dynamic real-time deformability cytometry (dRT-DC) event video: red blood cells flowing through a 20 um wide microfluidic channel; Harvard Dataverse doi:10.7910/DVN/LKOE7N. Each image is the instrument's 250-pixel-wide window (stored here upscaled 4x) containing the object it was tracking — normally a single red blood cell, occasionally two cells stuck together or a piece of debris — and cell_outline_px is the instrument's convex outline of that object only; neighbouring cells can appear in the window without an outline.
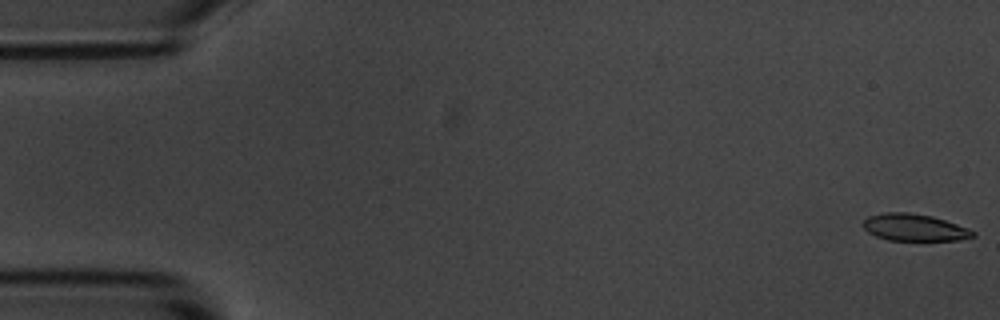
{"species": "common noctule bat (a hibernating species)", "species_latin": "Nyctalus noctula", "temperature_condition": "room temperature", "stored_images_in_passage": 56, "camera_frame_rate_fps": 3000, "um_per_image_px": 0.085, "animal": {"sex": "male", "body_mass_g": 20.1, "forearm_length_mm": 53.5}, "frame": {"image": 1, "passage_image": 1, "time_ms": 0.0, "image_size_px": [1000, 320], "cell_outline_px": [[976, 236], [960, 240], [888, 240], [876, 236], [868, 232], [860, 224], [868, 216], [884, 212], [908, 212], [932, 216], [968, 228], [976, 232]], "centroid_in_image_um": [77.7, 19.33], "position_along_channel_um": 7.3, "area_um2": 17.34}}
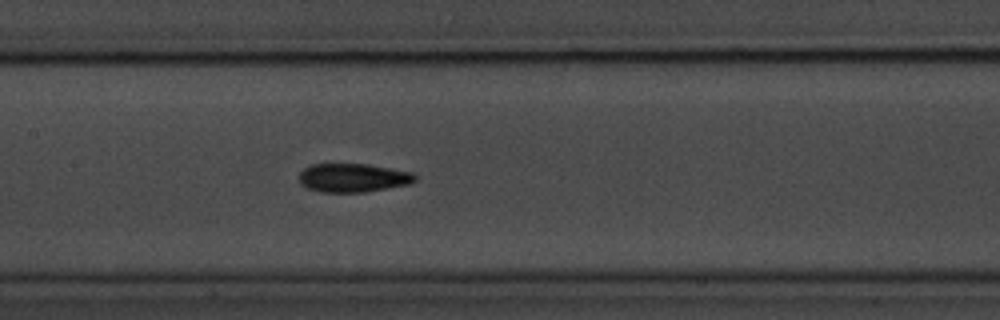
{"frame": {"image": 2, "passage_image": 26, "time_ms": 8.333, "image_size_px": [1000, 320], "cell_outline_px": [[416, 180], [408, 184], [364, 192], [320, 192], [304, 188], [300, 184], [300, 172], [304, 168], [312, 164], [368, 164], [412, 172], [416, 176]], "centroid_in_image_um": [29.97, 15.11], "position_along_channel_um": 177.4, "area_um2": 19.36}}
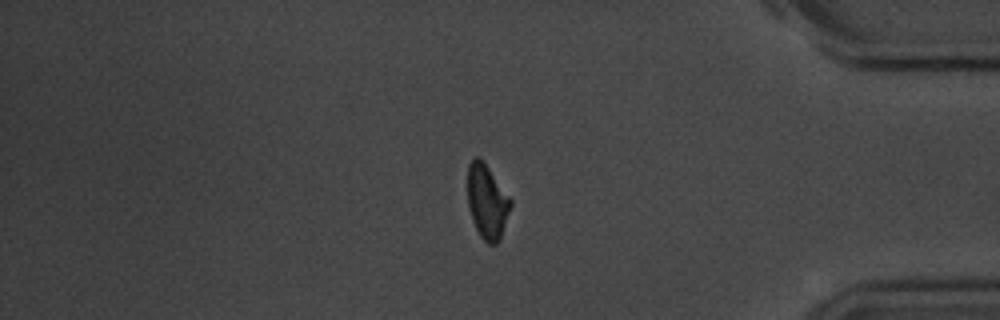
{"frame": {"image": 3, "passage_image": 46, "time_ms": 15.0, "image_size_px": [1000, 320], "cell_outline_px": [[512, 204], [500, 240], [496, 244], [488, 244], [480, 236], [472, 220], [468, 208], [468, 164], [476, 156], [480, 156], [512, 200]], "centroid_in_image_um": [41.4, 17.14], "position_along_channel_um": 393.8, "area_um2": 18.67}, "authors_computed_cell_mechanics": {"area_um2": 18.9584, "velocity_mm_per_s": 3.6761, "shape_relaxation_time_tau1_ms": 4.5513, "shape_relaxation_time_tau2_ms": 3.7057, "deformation_change_tau1": 0.1412, "deformation_change_tau2": 0.0867}}